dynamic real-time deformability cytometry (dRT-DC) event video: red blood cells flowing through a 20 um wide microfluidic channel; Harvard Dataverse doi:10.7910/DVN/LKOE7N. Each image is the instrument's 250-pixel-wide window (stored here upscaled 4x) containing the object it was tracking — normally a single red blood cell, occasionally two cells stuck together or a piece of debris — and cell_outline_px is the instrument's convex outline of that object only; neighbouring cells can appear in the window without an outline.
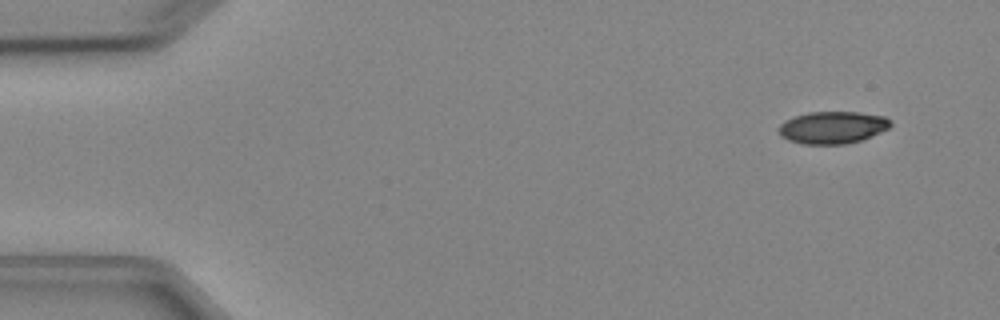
{"species": "Egyptian fruit bat (a non-hibernating species)", "species_latin": "Rousettus aegyptiacus", "temperature_condition": "cold", "stored_images_in_passage": 6, "camera_frame_rate_fps": 3000, "um_per_image_px": 0.085, "animal": {"sex": "female"}, "frame": {"image": 1, "passage_image": 1, "time_ms": 0.0, "image_size_px": [1000, 320], "cell_outline_px": [[892, 124], [888, 128], [880, 132], [860, 140], [844, 144], [804, 144], [788, 140], [780, 136], [780, 124], [784, 120], [808, 112], [856, 112], [884, 116], [892, 120]], "centroid_in_image_um": [70.77, 10.83], "position_along_channel_um": 14.2, "area_um2": 20.87}}
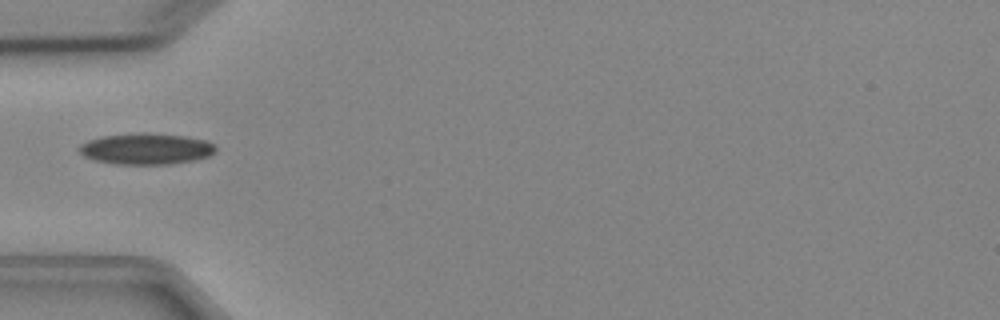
{"frame": {"image": 2, "passage_image": 4, "time_ms": 4.333, "image_size_px": [1000, 320], "cell_outline_px": [[216, 152], [208, 156], [196, 160], [168, 164], [116, 164], [96, 160], [84, 156], [76, 148], [80, 144], [88, 140], [100, 136], [136, 132], [148, 132], [184, 136], [204, 140], [216, 144]], "centroid_in_image_um": [12.41, 12.63], "position_along_channel_um": 72.6, "area_um2": 25.09}}